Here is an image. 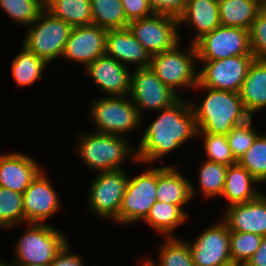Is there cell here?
I'll list each match as a JSON object with an SVG mask.
<instances>
[{
  "instance_id": "cell-31",
  "label": "cell",
  "mask_w": 266,
  "mask_h": 266,
  "mask_svg": "<svg viewBox=\"0 0 266 266\" xmlns=\"http://www.w3.org/2000/svg\"><path fill=\"white\" fill-rule=\"evenodd\" d=\"M228 166L205 160L202 162L199 169V188L201 194L205 198H212L221 196L224 185H225V175Z\"/></svg>"
},
{
  "instance_id": "cell-38",
  "label": "cell",
  "mask_w": 266,
  "mask_h": 266,
  "mask_svg": "<svg viewBox=\"0 0 266 266\" xmlns=\"http://www.w3.org/2000/svg\"><path fill=\"white\" fill-rule=\"evenodd\" d=\"M248 31L252 54L255 59L266 61V6L259 11Z\"/></svg>"
},
{
  "instance_id": "cell-13",
  "label": "cell",
  "mask_w": 266,
  "mask_h": 266,
  "mask_svg": "<svg viewBox=\"0 0 266 266\" xmlns=\"http://www.w3.org/2000/svg\"><path fill=\"white\" fill-rule=\"evenodd\" d=\"M254 60V55H241L202 61L205 66L199 71V84L202 87L239 93Z\"/></svg>"
},
{
  "instance_id": "cell-18",
  "label": "cell",
  "mask_w": 266,
  "mask_h": 266,
  "mask_svg": "<svg viewBox=\"0 0 266 266\" xmlns=\"http://www.w3.org/2000/svg\"><path fill=\"white\" fill-rule=\"evenodd\" d=\"M221 220L230 231L266 236L265 193H261L256 199L249 202L226 207Z\"/></svg>"
},
{
  "instance_id": "cell-43",
  "label": "cell",
  "mask_w": 266,
  "mask_h": 266,
  "mask_svg": "<svg viewBox=\"0 0 266 266\" xmlns=\"http://www.w3.org/2000/svg\"><path fill=\"white\" fill-rule=\"evenodd\" d=\"M220 266H244V265L231 260L227 263L221 264Z\"/></svg>"
},
{
  "instance_id": "cell-3",
  "label": "cell",
  "mask_w": 266,
  "mask_h": 266,
  "mask_svg": "<svg viewBox=\"0 0 266 266\" xmlns=\"http://www.w3.org/2000/svg\"><path fill=\"white\" fill-rule=\"evenodd\" d=\"M78 140L77 155L91 171L123 169L129 157L138 162L136 148L125 137L93 132L80 135Z\"/></svg>"
},
{
  "instance_id": "cell-32",
  "label": "cell",
  "mask_w": 266,
  "mask_h": 266,
  "mask_svg": "<svg viewBox=\"0 0 266 266\" xmlns=\"http://www.w3.org/2000/svg\"><path fill=\"white\" fill-rule=\"evenodd\" d=\"M26 223L22 194L0 187V228L11 229Z\"/></svg>"
},
{
  "instance_id": "cell-20",
  "label": "cell",
  "mask_w": 266,
  "mask_h": 266,
  "mask_svg": "<svg viewBox=\"0 0 266 266\" xmlns=\"http://www.w3.org/2000/svg\"><path fill=\"white\" fill-rule=\"evenodd\" d=\"M106 55L123 65L134 64L135 69L150 66V54L128 27L107 30Z\"/></svg>"
},
{
  "instance_id": "cell-25",
  "label": "cell",
  "mask_w": 266,
  "mask_h": 266,
  "mask_svg": "<svg viewBox=\"0 0 266 266\" xmlns=\"http://www.w3.org/2000/svg\"><path fill=\"white\" fill-rule=\"evenodd\" d=\"M188 213L184 212L178 205L167 202L156 201L146 218L143 220L158 235L173 237L175 229L183 225L189 218ZM174 231V232H173Z\"/></svg>"
},
{
  "instance_id": "cell-8",
  "label": "cell",
  "mask_w": 266,
  "mask_h": 266,
  "mask_svg": "<svg viewBox=\"0 0 266 266\" xmlns=\"http://www.w3.org/2000/svg\"><path fill=\"white\" fill-rule=\"evenodd\" d=\"M129 175L124 169L98 172L88 192L89 211L119 223V210Z\"/></svg>"
},
{
  "instance_id": "cell-41",
  "label": "cell",
  "mask_w": 266,
  "mask_h": 266,
  "mask_svg": "<svg viewBox=\"0 0 266 266\" xmlns=\"http://www.w3.org/2000/svg\"><path fill=\"white\" fill-rule=\"evenodd\" d=\"M68 241L57 252L55 258L49 266H85L83 257L76 253H71Z\"/></svg>"
},
{
  "instance_id": "cell-5",
  "label": "cell",
  "mask_w": 266,
  "mask_h": 266,
  "mask_svg": "<svg viewBox=\"0 0 266 266\" xmlns=\"http://www.w3.org/2000/svg\"><path fill=\"white\" fill-rule=\"evenodd\" d=\"M90 107V119L92 118L96 126L94 132L97 133L126 138V134L138 129L143 121L128 95L94 99Z\"/></svg>"
},
{
  "instance_id": "cell-23",
  "label": "cell",
  "mask_w": 266,
  "mask_h": 266,
  "mask_svg": "<svg viewBox=\"0 0 266 266\" xmlns=\"http://www.w3.org/2000/svg\"><path fill=\"white\" fill-rule=\"evenodd\" d=\"M259 182L238 163L228 166L225 185L221 197L228 202L227 207L256 199L262 192L256 188Z\"/></svg>"
},
{
  "instance_id": "cell-47",
  "label": "cell",
  "mask_w": 266,
  "mask_h": 266,
  "mask_svg": "<svg viewBox=\"0 0 266 266\" xmlns=\"http://www.w3.org/2000/svg\"><path fill=\"white\" fill-rule=\"evenodd\" d=\"M139 266H146L142 261L139 262Z\"/></svg>"
},
{
  "instance_id": "cell-19",
  "label": "cell",
  "mask_w": 266,
  "mask_h": 266,
  "mask_svg": "<svg viewBox=\"0 0 266 266\" xmlns=\"http://www.w3.org/2000/svg\"><path fill=\"white\" fill-rule=\"evenodd\" d=\"M37 161L22 153L0 154V187L23 194L42 171Z\"/></svg>"
},
{
  "instance_id": "cell-2",
  "label": "cell",
  "mask_w": 266,
  "mask_h": 266,
  "mask_svg": "<svg viewBox=\"0 0 266 266\" xmlns=\"http://www.w3.org/2000/svg\"><path fill=\"white\" fill-rule=\"evenodd\" d=\"M194 89L207 92L204 99L191 103L197 133L227 136L235 126L251 118L244 108L240 93L202 87L199 83Z\"/></svg>"
},
{
  "instance_id": "cell-42",
  "label": "cell",
  "mask_w": 266,
  "mask_h": 266,
  "mask_svg": "<svg viewBox=\"0 0 266 266\" xmlns=\"http://www.w3.org/2000/svg\"><path fill=\"white\" fill-rule=\"evenodd\" d=\"M244 266H266V236L262 238L260 247Z\"/></svg>"
},
{
  "instance_id": "cell-6",
  "label": "cell",
  "mask_w": 266,
  "mask_h": 266,
  "mask_svg": "<svg viewBox=\"0 0 266 266\" xmlns=\"http://www.w3.org/2000/svg\"><path fill=\"white\" fill-rule=\"evenodd\" d=\"M181 47V43H178L171 50L152 55L149 66L177 94L179 88L192 90L199 83V71L195 70L194 65L198 61L196 47L190 43L184 52Z\"/></svg>"
},
{
  "instance_id": "cell-16",
  "label": "cell",
  "mask_w": 266,
  "mask_h": 266,
  "mask_svg": "<svg viewBox=\"0 0 266 266\" xmlns=\"http://www.w3.org/2000/svg\"><path fill=\"white\" fill-rule=\"evenodd\" d=\"M22 199L26 224H45L61 207L56 189L43 170L23 192Z\"/></svg>"
},
{
  "instance_id": "cell-44",
  "label": "cell",
  "mask_w": 266,
  "mask_h": 266,
  "mask_svg": "<svg viewBox=\"0 0 266 266\" xmlns=\"http://www.w3.org/2000/svg\"><path fill=\"white\" fill-rule=\"evenodd\" d=\"M0 266H42V265H26V264H0Z\"/></svg>"
},
{
  "instance_id": "cell-15",
  "label": "cell",
  "mask_w": 266,
  "mask_h": 266,
  "mask_svg": "<svg viewBox=\"0 0 266 266\" xmlns=\"http://www.w3.org/2000/svg\"><path fill=\"white\" fill-rule=\"evenodd\" d=\"M106 35V29L93 24L72 27L61 58L87 68L106 54Z\"/></svg>"
},
{
  "instance_id": "cell-12",
  "label": "cell",
  "mask_w": 266,
  "mask_h": 266,
  "mask_svg": "<svg viewBox=\"0 0 266 266\" xmlns=\"http://www.w3.org/2000/svg\"><path fill=\"white\" fill-rule=\"evenodd\" d=\"M198 60L215 61L224 58L253 55L249 31L241 27L220 25L195 44Z\"/></svg>"
},
{
  "instance_id": "cell-9",
  "label": "cell",
  "mask_w": 266,
  "mask_h": 266,
  "mask_svg": "<svg viewBox=\"0 0 266 266\" xmlns=\"http://www.w3.org/2000/svg\"><path fill=\"white\" fill-rule=\"evenodd\" d=\"M158 168L145 169L133 178L128 177L125 194L119 210V223L133 224L143 221L157 201Z\"/></svg>"
},
{
  "instance_id": "cell-36",
  "label": "cell",
  "mask_w": 266,
  "mask_h": 266,
  "mask_svg": "<svg viewBox=\"0 0 266 266\" xmlns=\"http://www.w3.org/2000/svg\"><path fill=\"white\" fill-rule=\"evenodd\" d=\"M197 136L203 139V148L208 161L227 166L237 163L229 147L227 136L207 133H197Z\"/></svg>"
},
{
  "instance_id": "cell-40",
  "label": "cell",
  "mask_w": 266,
  "mask_h": 266,
  "mask_svg": "<svg viewBox=\"0 0 266 266\" xmlns=\"http://www.w3.org/2000/svg\"><path fill=\"white\" fill-rule=\"evenodd\" d=\"M129 22L153 15L149 0H120Z\"/></svg>"
},
{
  "instance_id": "cell-10",
  "label": "cell",
  "mask_w": 266,
  "mask_h": 266,
  "mask_svg": "<svg viewBox=\"0 0 266 266\" xmlns=\"http://www.w3.org/2000/svg\"><path fill=\"white\" fill-rule=\"evenodd\" d=\"M179 19L164 14H153L129 22L128 28L150 56L171 50L182 41Z\"/></svg>"
},
{
  "instance_id": "cell-7",
  "label": "cell",
  "mask_w": 266,
  "mask_h": 266,
  "mask_svg": "<svg viewBox=\"0 0 266 266\" xmlns=\"http://www.w3.org/2000/svg\"><path fill=\"white\" fill-rule=\"evenodd\" d=\"M22 41L29 51L48 64L62 57L72 27L62 19L52 16L45 9L29 26Z\"/></svg>"
},
{
  "instance_id": "cell-21",
  "label": "cell",
  "mask_w": 266,
  "mask_h": 266,
  "mask_svg": "<svg viewBox=\"0 0 266 266\" xmlns=\"http://www.w3.org/2000/svg\"><path fill=\"white\" fill-rule=\"evenodd\" d=\"M190 179L173 165L158 167L156 198L158 201L178 205L184 212L186 204L196 196Z\"/></svg>"
},
{
  "instance_id": "cell-27",
  "label": "cell",
  "mask_w": 266,
  "mask_h": 266,
  "mask_svg": "<svg viewBox=\"0 0 266 266\" xmlns=\"http://www.w3.org/2000/svg\"><path fill=\"white\" fill-rule=\"evenodd\" d=\"M11 66L15 84L17 87H25L42 79V74L49 64L22 45Z\"/></svg>"
},
{
  "instance_id": "cell-24",
  "label": "cell",
  "mask_w": 266,
  "mask_h": 266,
  "mask_svg": "<svg viewBox=\"0 0 266 266\" xmlns=\"http://www.w3.org/2000/svg\"><path fill=\"white\" fill-rule=\"evenodd\" d=\"M239 93L244 108L251 117L266 108V61H253Z\"/></svg>"
},
{
  "instance_id": "cell-1",
  "label": "cell",
  "mask_w": 266,
  "mask_h": 266,
  "mask_svg": "<svg viewBox=\"0 0 266 266\" xmlns=\"http://www.w3.org/2000/svg\"><path fill=\"white\" fill-rule=\"evenodd\" d=\"M160 114L143 133L136 148L138 163L150 164L162 159L183 143L197 136V126L191 102L180 98Z\"/></svg>"
},
{
  "instance_id": "cell-30",
  "label": "cell",
  "mask_w": 266,
  "mask_h": 266,
  "mask_svg": "<svg viewBox=\"0 0 266 266\" xmlns=\"http://www.w3.org/2000/svg\"><path fill=\"white\" fill-rule=\"evenodd\" d=\"M92 24L106 30L129 25L120 0H90Z\"/></svg>"
},
{
  "instance_id": "cell-14",
  "label": "cell",
  "mask_w": 266,
  "mask_h": 266,
  "mask_svg": "<svg viewBox=\"0 0 266 266\" xmlns=\"http://www.w3.org/2000/svg\"><path fill=\"white\" fill-rule=\"evenodd\" d=\"M229 243L230 230L222 220L188 241L195 266H220L231 261Z\"/></svg>"
},
{
  "instance_id": "cell-26",
  "label": "cell",
  "mask_w": 266,
  "mask_h": 266,
  "mask_svg": "<svg viewBox=\"0 0 266 266\" xmlns=\"http://www.w3.org/2000/svg\"><path fill=\"white\" fill-rule=\"evenodd\" d=\"M219 19L223 26L250 29L264 5L258 0H218Z\"/></svg>"
},
{
  "instance_id": "cell-17",
  "label": "cell",
  "mask_w": 266,
  "mask_h": 266,
  "mask_svg": "<svg viewBox=\"0 0 266 266\" xmlns=\"http://www.w3.org/2000/svg\"><path fill=\"white\" fill-rule=\"evenodd\" d=\"M126 65L106 54L96 58L87 68L89 76L107 96H127L130 91L131 72Z\"/></svg>"
},
{
  "instance_id": "cell-29",
  "label": "cell",
  "mask_w": 266,
  "mask_h": 266,
  "mask_svg": "<svg viewBox=\"0 0 266 266\" xmlns=\"http://www.w3.org/2000/svg\"><path fill=\"white\" fill-rule=\"evenodd\" d=\"M158 249V261L142 260L146 266H195L188 241L179 237H165Z\"/></svg>"
},
{
  "instance_id": "cell-35",
  "label": "cell",
  "mask_w": 266,
  "mask_h": 266,
  "mask_svg": "<svg viewBox=\"0 0 266 266\" xmlns=\"http://www.w3.org/2000/svg\"><path fill=\"white\" fill-rule=\"evenodd\" d=\"M262 238V236L253 233L230 231L231 260L245 265L260 247Z\"/></svg>"
},
{
  "instance_id": "cell-22",
  "label": "cell",
  "mask_w": 266,
  "mask_h": 266,
  "mask_svg": "<svg viewBox=\"0 0 266 266\" xmlns=\"http://www.w3.org/2000/svg\"><path fill=\"white\" fill-rule=\"evenodd\" d=\"M178 19L179 25L189 24L190 28L194 27L196 33L190 43L195 44L221 25L218 0H187L184 13Z\"/></svg>"
},
{
  "instance_id": "cell-34",
  "label": "cell",
  "mask_w": 266,
  "mask_h": 266,
  "mask_svg": "<svg viewBox=\"0 0 266 266\" xmlns=\"http://www.w3.org/2000/svg\"><path fill=\"white\" fill-rule=\"evenodd\" d=\"M0 8L15 23L27 27L45 9L41 0H0Z\"/></svg>"
},
{
  "instance_id": "cell-33",
  "label": "cell",
  "mask_w": 266,
  "mask_h": 266,
  "mask_svg": "<svg viewBox=\"0 0 266 266\" xmlns=\"http://www.w3.org/2000/svg\"><path fill=\"white\" fill-rule=\"evenodd\" d=\"M259 183L266 182V134H259L252 146L237 161Z\"/></svg>"
},
{
  "instance_id": "cell-45",
  "label": "cell",
  "mask_w": 266,
  "mask_h": 266,
  "mask_svg": "<svg viewBox=\"0 0 266 266\" xmlns=\"http://www.w3.org/2000/svg\"><path fill=\"white\" fill-rule=\"evenodd\" d=\"M43 5L45 6L50 0H41Z\"/></svg>"
},
{
  "instance_id": "cell-4",
  "label": "cell",
  "mask_w": 266,
  "mask_h": 266,
  "mask_svg": "<svg viewBox=\"0 0 266 266\" xmlns=\"http://www.w3.org/2000/svg\"><path fill=\"white\" fill-rule=\"evenodd\" d=\"M28 225L29 228L14 243L16 258L12 262L0 259V264L49 266L57 252L69 241L67 234L48 223Z\"/></svg>"
},
{
  "instance_id": "cell-28",
  "label": "cell",
  "mask_w": 266,
  "mask_h": 266,
  "mask_svg": "<svg viewBox=\"0 0 266 266\" xmlns=\"http://www.w3.org/2000/svg\"><path fill=\"white\" fill-rule=\"evenodd\" d=\"M44 8L71 27L92 24L90 0H50Z\"/></svg>"
},
{
  "instance_id": "cell-46",
  "label": "cell",
  "mask_w": 266,
  "mask_h": 266,
  "mask_svg": "<svg viewBox=\"0 0 266 266\" xmlns=\"http://www.w3.org/2000/svg\"><path fill=\"white\" fill-rule=\"evenodd\" d=\"M259 2H261L264 6H266V0H258Z\"/></svg>"
},
{
  "instance_id": "cell-37",
  "label": "cell",
  "mask_w": 266,
  "mask_h": 266,
  "mask_svg": "<svg viewBox=\"0 0 266 266\" xmlns=\"http://www.w3.org/2000/svg\"><path fill=\"white\" fill-rule=\"evenodd\" d=\"M253 118L235 126L227 135V140L234 158L238 161L252 146L259 133L252 126Z\"/></svg>"
},
{
  "instance_id": "cell-11",
  "label": "cell",
  "mask_w": 266,
  "mask_h": 266,
  "mask_svg": "<svg viewBox=\"0 0 266 266\" xmlns=\"http://www.w3.org/2000/svg\"><path fill=\"white\" fill-rule=\"evenodd\" d=\"M128 96L131 97L141 118L143 111L166 109L182 97L165 85L150 67L134 68L131 72Z\"/></svg>"
},
{
  "instance_id": "cell-39",
  "label": "cell",
  "mask_w": 266,
  "mask_h": 266,
  "mask_svg": "<svg viewBox=\"0 0 266 266\" xmlns=\"http://www.w3.org/2000/svg\"><path fill=\"white\" fill-rule=\"evenodd\" d=\"M154 14H164L179 18L185 10L187 0H149Z\"/></svg>"
}]
</instances>
